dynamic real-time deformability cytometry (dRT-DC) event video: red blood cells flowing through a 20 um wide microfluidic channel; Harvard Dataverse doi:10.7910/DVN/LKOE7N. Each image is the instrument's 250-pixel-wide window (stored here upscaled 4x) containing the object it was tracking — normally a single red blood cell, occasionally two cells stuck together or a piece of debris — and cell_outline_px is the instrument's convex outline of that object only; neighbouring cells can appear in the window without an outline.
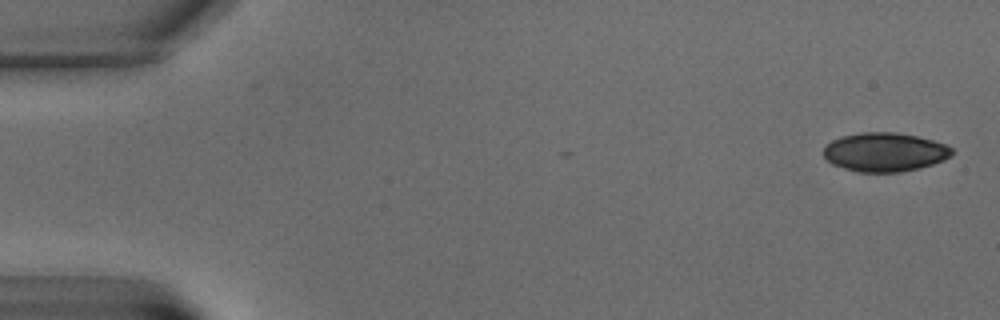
{"species": "common noctule bat (a hibernating species)", "species_latin": "Nyctalus noctula", "temperature_condition": "warm", "stored_images_in_passage": 3, "camera_frame_rate_fps": 3000, "um_per_image_px": 0.085, "animal": {"sex": "male", "body_mass_g": 15.6}, "frame": {"image": 1, "passage_image": 1, "time_ms": 0.0, "image_size_px": [1000, 320], "cell_outline_px": [[952, 156], [944, 160], [920, 168], [900, 172], [856, 172], [832, 164], [824, 156], [824, 148], [832, 140], [840, 136], [860, 132], [896, 132], [916, 136], [932, 140], [944, 144], [952, 148]], "centroid_in_image_um": [75.2, 12.93], "position_along_channel_um": 9.8, "area_um2": 29.13}}